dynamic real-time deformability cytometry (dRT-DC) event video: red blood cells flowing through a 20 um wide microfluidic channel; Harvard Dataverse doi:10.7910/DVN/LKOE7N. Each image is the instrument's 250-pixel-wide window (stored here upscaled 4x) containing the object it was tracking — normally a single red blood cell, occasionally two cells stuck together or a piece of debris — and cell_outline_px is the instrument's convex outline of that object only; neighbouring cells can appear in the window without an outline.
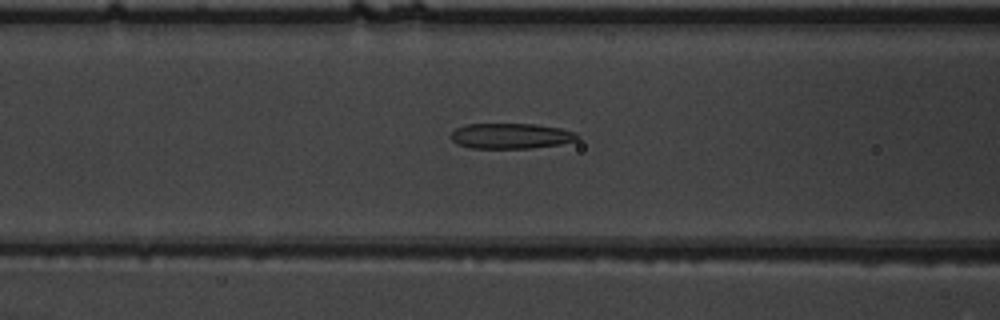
{"species": "common noctule bat (a hibernating species)", "species_latin": "Nyctalus noctula", "temperature_condition": "warm", "stored_images_in_passage": 54, "camera_frame_rate_fps": 3000, "um_per_image_px": 0.085, "animal": {"sex": "male", "body_mass_g": 19.5, "forearm_length_mm": 54.6}, "frame": {"image": 1, "passage_image": 23, "time_ms": 7.333, "image_size_px": [1000, 320], "cell_outline_px": [[580, 140], [560, 144], [532, 148], [472, 148], [456, 144], [448, 136], [456, 128], [468, 124], [536, 124], [560, 128], [576, 132], [580, 136]], "centroid_in_image_um": [43.45, 11.56], "position_along_channel_um": 123.2, "area_um2": 18.96}}
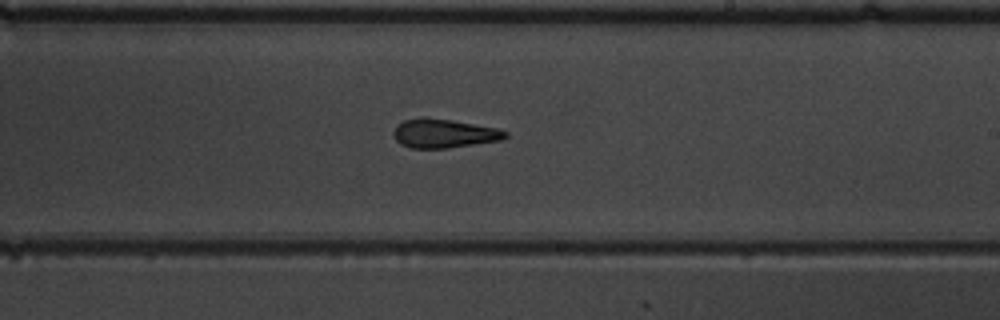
{"frame": {"image": 2, "passage_image": 33, "time_ms": 10.667, "image_size_px": [1000, 320], "cell_outline_px": [[508, 136], [504, 140], [444, 148], [412, 148], [400, 144], [396, 140], [392, 132], [396, 124], [404, 120], [424, 116], [452, 120], [496, 128], [508, 132]], "centroid_in_image_um": [37.71, 11.33], "position_along_channel_um": 251.3, "area_um2": 18.96}}
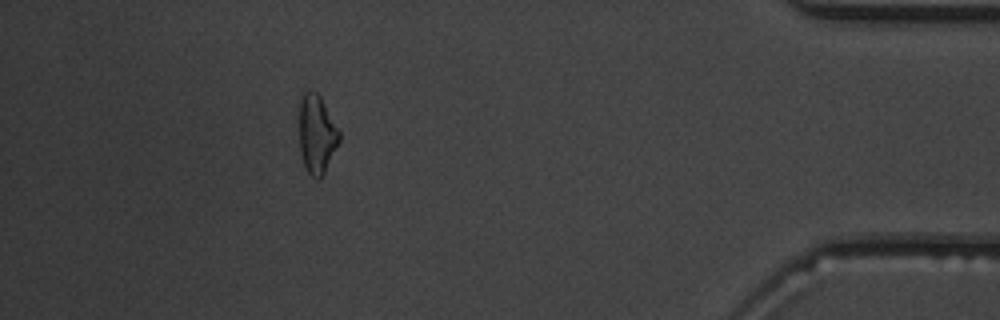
{"frame": {"image": 3, "passage_image": 49, "time_ms": 16.0, "image_size_px": [1000, 320], "cell_outline_px": [[340, 140], [320, 180], [316, 180], [308, 172], [304, 164], [300, 148], [300, 88], [312, 88], [320, 96], [340, 132]], "centroid_in_image_um": [26.9, 11.32], "position_along_channel_um": 408.3, "area_um2": 18.44}, "authors_computed_cell_mechanics": {"area_um2": 19.3052, "velocity_mm_per_s": 3.8534, "shape_relaxation_time_tau1_ms": 8.9497, "shape_relaxation_time_tau2_ms": 2.9134, "deformation_change_tau1": 0.2272, "deformation_change_tau2": 0.1392}}